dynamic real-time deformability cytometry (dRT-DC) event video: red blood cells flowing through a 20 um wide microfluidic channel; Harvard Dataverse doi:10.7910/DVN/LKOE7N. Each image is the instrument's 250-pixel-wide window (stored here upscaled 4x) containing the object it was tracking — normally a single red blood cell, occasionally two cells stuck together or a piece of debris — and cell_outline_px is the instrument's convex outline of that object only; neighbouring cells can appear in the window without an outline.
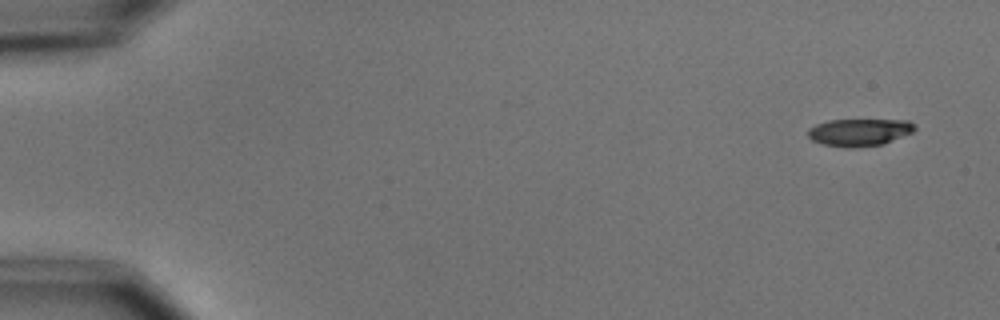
{"species": "common noctule bat (a hibernating species)", "species_latin": "Nyctalus noctula", "temperature_condition": "cold", "stored_images_in_passage": 4, "camera_frame_rate_fps": 3000, "um_per_image_px": 0.085, "animal": {"sex": "male", "body_mass_g": 15.6}, "frame": {"image": 1, "passage_image": 1, "time_ms": 0.0, "image_size_px": [1000, 320], "cell_outline_px": [[916, 128], [912, 132], [884, 144], [824, 144], [812, 140], [808, 136], [808, 128], [816, 124], [828, 120], [908, 120], [916, 124]], "centroid_in_image_um": [73.09, 11.17], "position_along_channel_um": 11.9, "area_um2": 16.13}}
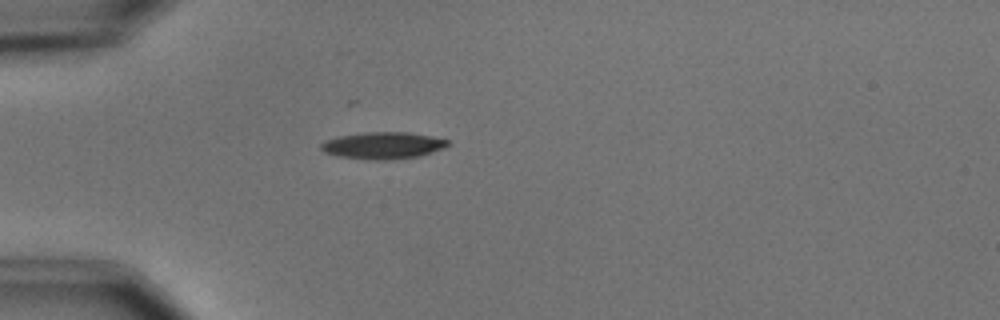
{"frame": {"image": 2, "passage_image": 4, "time_ms": 4.333, "image_size_px": [1000, 320], "cell_outline_px": [[448, 144], [444, 148], [432, 152], [416, 156], [392, 160], [368, 160], [336, 156], [324, 152], [320, 148], [320, 144], [324, 140], [336, 136], [364, 132], [408, 132], [448, 140]], "centroid_in_image_um": [32.46, 12.37], "position_along_channel_um": 52.5, "area_um2": 19.94}}